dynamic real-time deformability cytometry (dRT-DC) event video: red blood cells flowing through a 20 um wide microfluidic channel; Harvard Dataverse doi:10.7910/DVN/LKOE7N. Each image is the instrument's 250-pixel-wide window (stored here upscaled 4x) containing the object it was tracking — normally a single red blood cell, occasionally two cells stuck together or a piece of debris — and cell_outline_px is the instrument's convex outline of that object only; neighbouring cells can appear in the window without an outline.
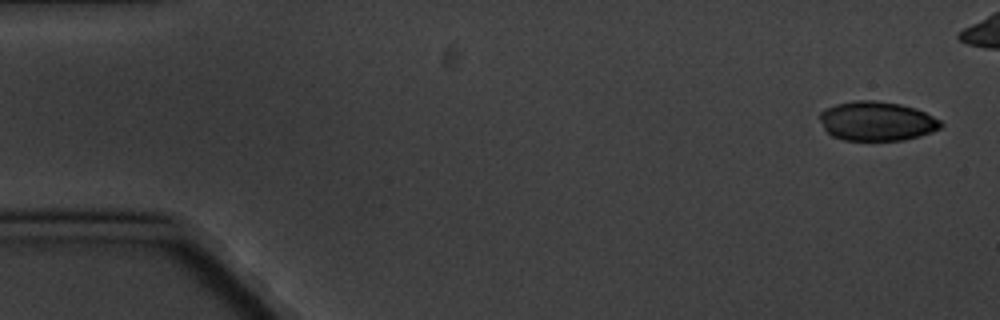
{"species": "common noctule bat (a hibernating species)", "species_latin": "Nyctalus noctula", "temperature_condition": "cold", "stored_images_in_passage": 6, "camera_frame_rate_fps": 3000, "um_per_image_px": 0.085, "animal": {"sex": "male", "body_mass_g": 20.1, "forearm_length_mm": 53.5}, "frame": {"image": 1, "passage_image": 1, "time_ms": 0.0, "image_size_px": [1000, 320], "cell_outline_px": [[944, 124], [940, 128], [932, 132], [920, 136], [904, 140], [844, 140], [832, 136], [824, 128], [820, 120], [820, 112], [836, 104], [856, 100], [872, 100], [900, 104], [916, 108], [940, 120]], "centroid_in_image_um": [74.54, 10.3], "position_along_channel_um": 10.5, "area_um2": 27.63}}